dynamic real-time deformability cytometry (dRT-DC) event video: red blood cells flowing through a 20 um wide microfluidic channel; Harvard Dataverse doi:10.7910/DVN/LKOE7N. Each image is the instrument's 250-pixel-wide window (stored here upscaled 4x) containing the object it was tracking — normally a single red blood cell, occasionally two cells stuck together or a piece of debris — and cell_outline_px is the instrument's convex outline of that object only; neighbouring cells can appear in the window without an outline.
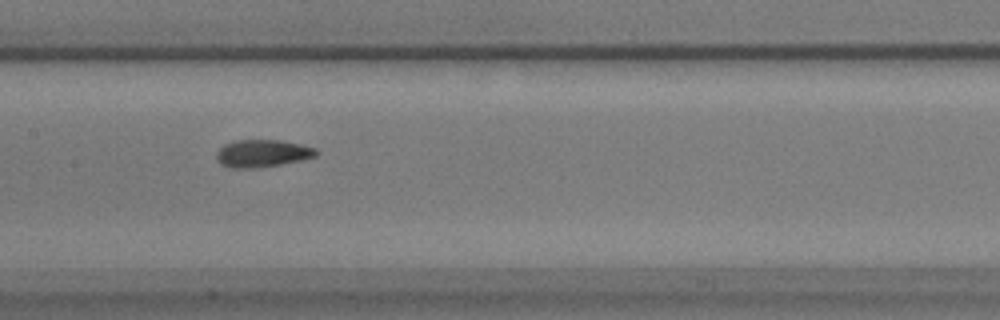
{"species": "common noctule bat (a hibernating species)", "species_latin": "Nyctalus noctula", "temperature_condition": "warm", "stored_images_in_passage": 58, "camera_frame_rate_fps": 3000, "um_per_image_px": 0.085, "animal": {"sex": "male", "body_mass_g": 17.9}, "frame": {"image": 1, "passage_image": 28, "time_ms": 9.0, "image_size_px": [1000, 320], "cell_outline_px": [[320, 152], [316, 156], [304, 160], [280, 164], [252, 168], [232, 168], [220, 164], [216, 160], [216, 152], [224, 144], [236, 140], [280, 140], [300, 144], [316, 148]], "centroid_in_image_um": [22.31, 13.03], "position_along_channel_um": 185.1, "area_um2": 16.07}}
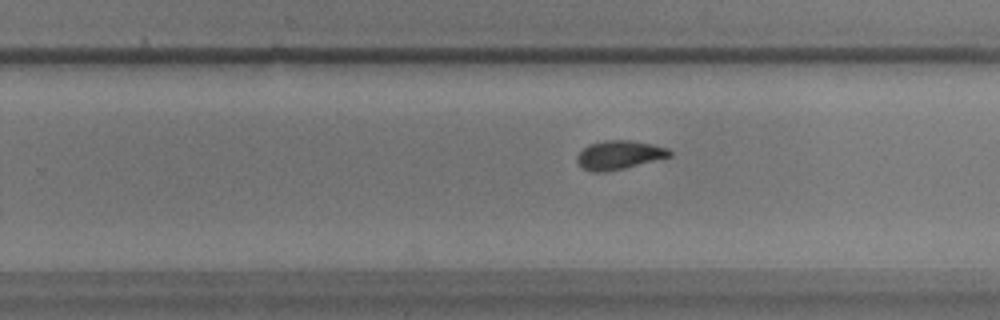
{"frame": {"image": 2, "passage_image": 36, "time_ms": 11.667, "image_size_px": [1000, 320], "cell_outline_px": [[672, 156], [624, 168], [604, 172], [592, 172], [584, 168], [576, 160], [576, 156], [588, 144], [604, 140], [632, 140], [652, 144], [668, 148], [672, 152]], "centroid_in_image_um": [52.64, 13.16], "position_along_channel_um": 277.2, "area_um2": 15.49}}
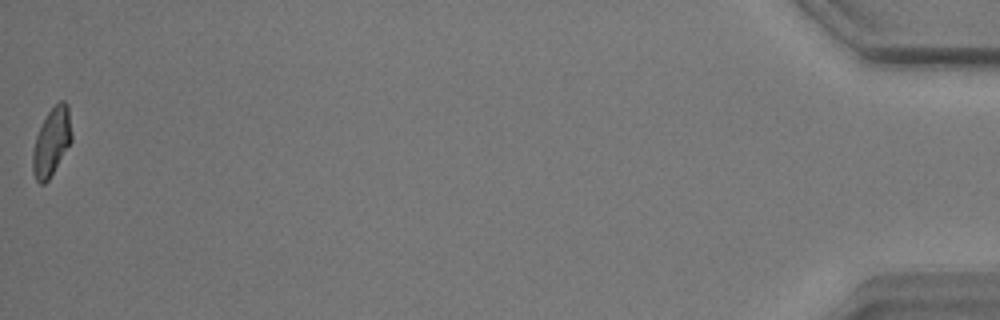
{"frame": {"image": 3, "passage_image": 58, "time_ms": 19.0, "image_size_px": [1000, 320], "cell_outline_px": [[72, 140], [48, 180], [44, 184], [40, 184], [36, 180], [32, 172], [32, 152], [36, 136], [48, 112], [60, 100], [64, 100], [68, 104], [72, 132]], "centroid_in_image_um": [4.38, 12.05], "position_along_channel_um": 430.8, "area_um2": 15.32}, "authors_computed_cell_mechanics": {"area_um2": 15.6638, "velocity_mm_per_s": 3.4646, "shape_relaxation_time_tau1_ms": 5.5228, "shape_relaxation_time_tau2_ms": 1.9641, "deformation_change_tau1": 0.1415, "deformation_change_tau2": 0.0609}}